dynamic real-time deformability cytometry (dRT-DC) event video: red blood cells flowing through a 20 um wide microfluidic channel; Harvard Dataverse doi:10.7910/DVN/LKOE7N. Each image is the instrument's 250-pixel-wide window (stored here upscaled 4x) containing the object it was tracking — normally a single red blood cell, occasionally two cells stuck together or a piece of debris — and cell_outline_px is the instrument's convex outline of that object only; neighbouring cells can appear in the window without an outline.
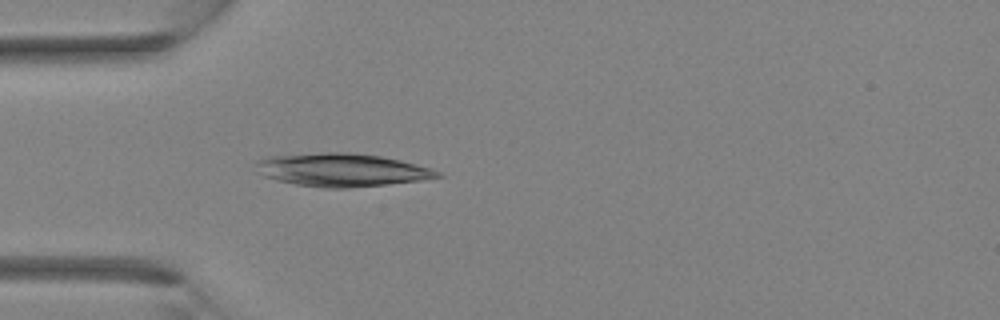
{"species": "Egyptian fruit bat (a non-hibernating species)", "species_latin": "Rousettus aegyptiacus", "temperature_condition": "room temperature", "stored_images_in_passage": 28, "camera_frame_rate_fps": 3000, "um_per_image_px": 0.085, "animal": {"sex": "female"}, "frame": {"image": 1, "passage_image": 3, "time_ms": 0.667, "image_size_px": [1000, 320], "cell_outline_px": [[444, 176], [420, 180], [348, 188], [324, 188], [296, 184], [276, 180], [264, 176], [256, 164], [256, 160], [264, 156], [320, 152], [356, 152], [384, 156], [432, 168], [440, 172]], "centroid_in_image_um": [29.05, 14.42], "position_along_channel_um": 56.0, "area_um2": 35.2}}
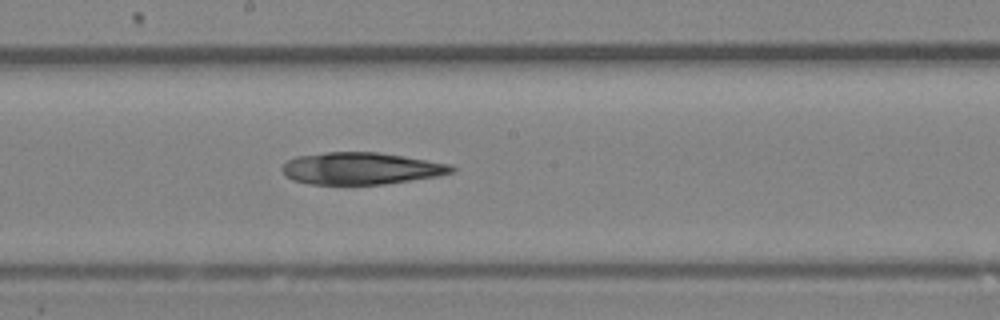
{"frame": {"image": 2, "passage_image": 12, "time_ms": 3.667, "image_size_px": [1000, 320], "cell_outline_px": [[456, 172], [440, 176], [384, 184], [308, 184], [292, 180], [284, 176], [280, 168], [288, 160], [296, 156], [324, 152], [376, 152], [448, 164], [456, 168]], "centroid_in_image_um": [30.64, 14.32], "position_along_channel_um": 217.6, "area_um2": 31.62}}
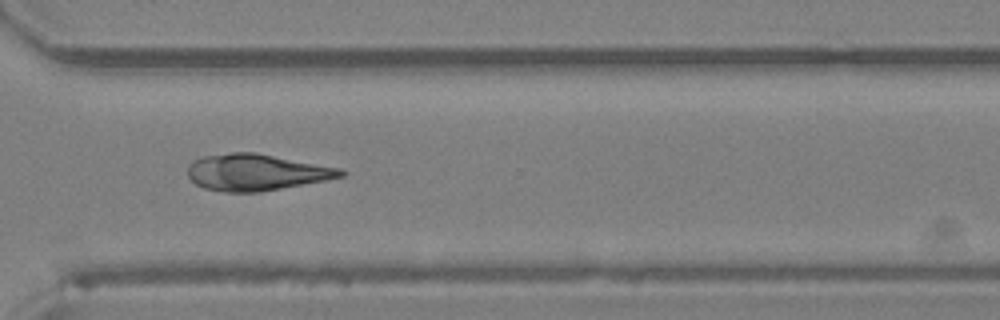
{"frame": {"image": 3, "passage_image": 19, "time_ms": 6.0, "image_size_px": [1000, 320], "cell_outline_px": [[348, 172], [344, 176], [328, 180], [260, 192], [224, 192], [204, 188], [196, 184], [188, 176], [188, 164], [192, 160], [204, 156], [232, 152], [256, 152], [340, 168]], "centroid_in_image_um": [21.79, 14.64], "position_along_channel_um": 348.8, "area_um2": 32.71}}